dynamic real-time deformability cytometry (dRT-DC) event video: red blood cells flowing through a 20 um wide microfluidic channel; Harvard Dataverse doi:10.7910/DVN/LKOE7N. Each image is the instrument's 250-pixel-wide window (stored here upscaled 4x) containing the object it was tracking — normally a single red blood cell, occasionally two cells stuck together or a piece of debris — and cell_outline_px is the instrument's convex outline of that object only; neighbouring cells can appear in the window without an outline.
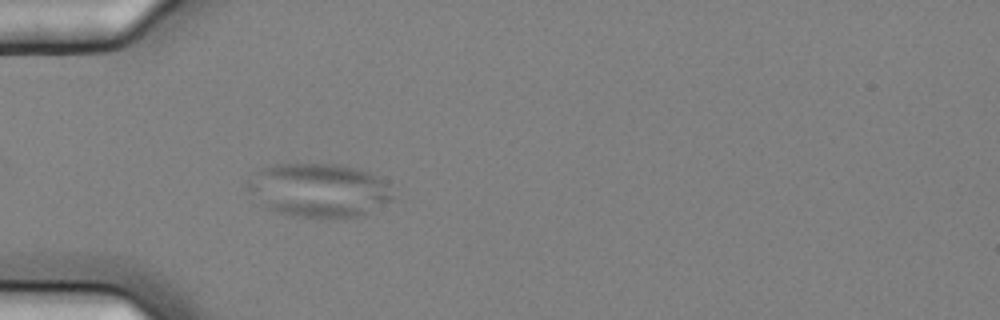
{"species": "common noctule bat (a hibernating species)", "species_latin": "Nyctalus noctula", "temperature_condition": "cold", "stored_images_in_passage": 46, "camera_frame_rate_fps": 3000, "um_per_image_px": 0.085, "animal": {"sex": "female", "body_mass_g": 25.1}, "frame": {"image": 1, "passage_image": 7, "time_ms": 2.0, "image_size_px": [1000, 320], "cell_outline_px": [[392, 200], [356, 216], [300, 216], [280, 212], [268, 208], [244, 188], [248, 180], [260, 168], [272, 164], [336, 164], [356, 168], [368, 172], [380, 180], [392, 196]], "centroid_in_image_um": [26.99, 16.12], "position_along_channel_um": 58.0, "area_um2": 44.04}}
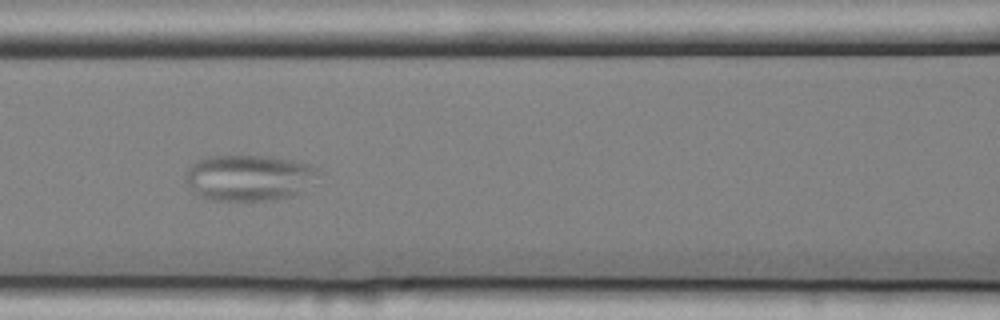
{"frame": {"image": 2, "passage_image": 15, "time_ms": 4.667, "image_size_px": [1000, 320], "cell_outline_px": [[324, 172], [304, 192], [292, 196], [276, 200], [212, 200], [200, 196], [192, 192], [184, 180], [184, 176], [188, 168], [196, 160], [208, 156], [268, 156], [292, 160], [308, 164], [320, 168]], "centroid_in_image_um": [21.21, 15.11], "position_along_channel_um": 145.4, "area_um2": 36.41}}
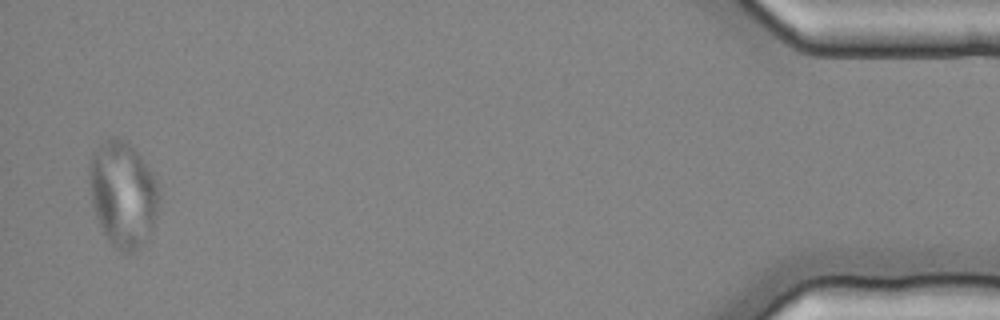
{"frame": {"image": 3, "passage_image": 45, "time_ms": 14.667, "image_size_px": [1000, 320], "cell_outline_px": [[160, 200], [152, 232], [132, 252], [120, 252], [108, 240], [96, 216], [92, 204], [88, 180], [88, 164], [92, 152], [108, 136], [116, 136], [128, 140], [152, 172], [160, 184]], "centroid_in_image_um": [10.45, 16.43], "position_along_channel_um": 424.8, "area_um2": 43.64}}